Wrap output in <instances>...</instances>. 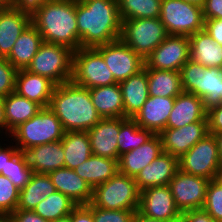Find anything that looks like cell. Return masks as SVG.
<instances>
[{
  "label": "cell",
  "mask_w": 222,
  "mask_h": 222,
  "mask_svg": "<svg viewBox=\"0 0 222 222\" xmlns=\"http://www.w3.org/2000/svg\"><path fill=\"white\" fill-rule=\"evenodd\" d=\"M81 48H95L120 39L122 20L117 0H76Z\"/></svg>",
  "instance_id": "cell-1"
},
{
  "label": "cell",
  "mask_w": 222,
  "mask_h": 222,
  "mask_svg": "<svg viewBox=\"0 0 222 222\" xmlns=\"http://www.w3.org/2000/svg\"><path fill=\"white\" fill-rule=\"evenodd\" d=\"M67 131H88L102 118L93 105L90 91L72 81L56 85L48 106Z\"/></svg>",
  "instance_id": "cell-2"
},
{
  "label": "cell",
  "mask_w": 222,
  "mask_h": 222,
  "mask_svg": "<svg viewBox=\"0 0 222 222\" xmlns=\"http://www.w3.org/2000/svg\"><path fill=\"white\" fill-rule=\"evenodd\" d=\"M31 23L43 42L60 44L77 51L81 48L76 22V0H51L41 5Z\"/></svg>",
  "instance_id": "cell-3"
},
{
  "label": "cell",
  "mask_w": 222,
  "mask_h": 222,
  "mask_svg": "<svg viewBox=\"0 0 222 222\" xmlns=\"http://www.w3.org/2000/svg\"><path fill=\"white\" fill-rule=\"evenodd\" d=\"M64 133L61 121L53 111L43 107L31 119L16 127L9 138H12L18 150L24 152L37 145L57 142L63 138Z\"/></svg>",
  "instance_id": "cell-4"
},
{
  "label": "cell",
  "mask_w": 222,
  "mask_h": 222,
  "mask_svg": "<svg viewBox=\"0 0 222 222\" xmlns=\"http://www.w3.org/2000/svg\"><path fill=\"white\" fill-rule=\"evenodd\" d=\"M183 92L195 94L208 109L220 104L222 93V68L205 67L190 59L180 70Z\"/></svg>",
  "instance_id": "cell-5"
},
{
  "label": "cell",
  "mask_w": 222,
  "mask_h": 222,
  "mask_svg": "<svg viewBox=\"0 0 222 222\" xmlns=\"http://www.w3.org/2000/svg\"><path fill=\"white\" fill-rule=\"evenodd\" d=\"M140 191L133 177L117 172L93 188L91 204L106 210H138Z\"/></svg>",
  "instance_id": "cell-6"
},
{
  "label": "cell",
  "mask_w": 222,
  "mask_h": 222,
  "mask_svg": "<svg viewBox=\"0 0 222 222\" xmlns=\"http://www.w3.org/2000/svg\"><path fill=\"white\" fill-rule=\"evenodd\" d=\"M73 50L60 45L43 42L26 70L44 76L56 85L71 81Z\"/></svg>",
  "instance_id": "cell-7"
},
{
  "label": "cell",
  "mask_w": 222,
  "mask_h": 222,
  "mask_svg": "<svg viewBox=\"0 0 222 222\" xmlns=\"http://www.w3.org/2000/svg\"><path fill=\"white\" fill-rule=\"evenodd\" d=\"M168 35L160 18H139L122 21L120 39L145 60Z\"/></svg>",
  "instance_id": "cell-8"
},
{
  "label": "cell",
  "mask_w": 222,
  "mask_h": 222,
  "mask_svg": "<svg viewBox=\"0 0 222 222\" xmlns=\"http://www.w3.org/2000/svg\"><path fill=\"white\" fill-rule=\"evenodd\" d=\"M71 81L88 89L118 83L95 48H79L73 52Z\"/></svg>",
  "instance_id": "cell-9"
},
{
  "label": "cell",
  "mask_w": 222,
  "mask_h": 222,
  "mask_svg": "<svg viewBox=\"0 0 222 222\" xmlns=\"http://www.w3.org/2000/svg\"><path fill=\"white\" fill-rule=\"evenodd\" d=\"M160 20L169 35L190 36L205 24L202 7L184 0H162Z\"/></svg>",
  "instance_id": "cell-10"
},
{
  "label": "cell",
  "mask_w": 222,
  "mask_h": 222,
  "mask_svg": "<svg viewBox=\"0 0 222 222\" xmlns=\"http://www.w3.org/2000/svg\"><path fill=\"white\" fill-rule=\"evenodd\" d=\"M178 165L185 173L214 180L221 167L215 136L209 133L198 141L178 159Z\"/></svg>",
  "instance_id": "cell-11"
},
{
  "label": "cell",
  "mask_w": 222,
  "mask_h": 222,
  "mask_svg": "<svg viewBox=\"0 0 222 222\" xmlns=\"http://www.w3.org/2000/svg\"><path fill=\"white\" fill-rule=\"evenodd\" d=\"M95 49L103 56L118 83L144 69V60L121 39L97 46Z\"/></svg>",
  "instance_id": "cell-12"
},
{
  "label": "cell",
  "mask_w": 222,
  "mask_h": 222,
  "mask_svg": "<svg viewBox=\"0 0 222 222\" xmlns=\"http://www.w3.org/2000/svg\"><path fill=\"white\" fill-rule=\"evenodd\" d=\"M190 40L185 35H168L144 60L145 68L180 71L189 60Z\"/></svg>",
  "instance_id": "cell-13"
},
{
  "label": "cell",
  "mask_w": 222,
  "mask_h": 222,
  "mask_svg": "<svg viewBox=\"0 0 222 222\" xmlns=\"http://www.w3.org/2000/svg\"><path fill=\"white\" fill-rule=\"evenodd\" d=\"M210 180L177 170L168 186L180 212L202 209Z\"/></svg>",
  "instance_id": "cell-14"
},
{
  "label": "cell",
  "mask_w": 222,
  "mask_h": 222,
  "mask_svg": "<svg viewBox=\"0 0 222 222\" xmlns=\"http://www.w3.org/2000/svg\"><path fill=\"white\" fill-rule=\"evenodd\" d=\"M138 211L147 217L171 222H180L182 214L168 185L140 191Z\"/></svg>",
  "instance_id": "cell-15"
},
{
  "label": "cell",
  "mask_w": 222,
  "mask_h": 222,
  "mask_svg": "<svg viewBox=\"0 0 222 222\" xmlns=\"http://www.w3.org/2000/svg\"><path fill=\"white\" fill-rule=\"evenodd\" d=\"M208 134V121H198L181 128L164 129L158 135L163 152L179 159Z\"/></svg>",
  "instance_id": "cell-16"
},
{
  "label": "cell",
  "mask_w": 222,
  "mask_h": 222,
  "mask_svg": "<svg viewBox=\"0 0 222 222\" xmlns=\"http://www.w3.org/2000/svg\"><path fill=\"white\" fill-rule=\"evenodd\" d=\"M87 133L90 138L93 155L119 160L120 118H102Z\"/></svg>",
  "instance_id": "cell-17"
},
{
  "label": "cell",
  "mask_w": 222,
  "mask_h": 222,
  "mask_svg": "<svg viewBox=\"0 0 222 222\" xmlns=\"http://www.w3.org/2000/svg\"><path fill=\"white\" fill-rule=\"evenodd\" d=\"M198 121H207L204 101L195 94L182 92L175 97L165 129L181 128Z\"/></svg>",
  "instance_id": "cell-18"
},
{
  "label": "cell",
  "mask_w": 222,
  "mask_h": 222,
  "mask_svg": "<svg viewBox=\"0 0 222 222\" xmlns=\"http://www.w3.org/2000/svg\"><path fill=\"white\" fill-rule=\"evenodd\" d=\"M179 169L178 158L163 152L134 178L139 191L149 187L165 186Z\"/></svg>",
  "instance_id": "cell-19"
},
{
  "label": "cell",
  "mask_w": 222,
  "mask_h": 222,
  "mask_svg": "<svg viewBox=\"0 0 222 222\" xmlns=\"http://www.w3.org/2000/svg\"><path fill=\"white\" fill-rule=\"evenodd\" d=\"M31 23V16L8 4L0 8V57L7 58L11 49L25 28Z\"/></svg>",
  "instance_id": "cell-20"
},
{
  "label": "cell",
  "mask_w": 222,
  "mask_h": 222,
  "mask_svg": "<svg viewBox=\"0 0 222 222\" xmlns=\"http://www.w3.org/2000/svg\"><path fill=\"white\" fill-rule=\"evenodd\" d=\"M163 153L160 136L154 134L146 143L123 153L118 160V172L135 178L138 173Z\"/></svg>",
  "instance_id": "cell-21"
},
{
  "label": "cell",
  "mask_w": 222,
  "mask_h": 222,
  "mask_svg": "<svg viewBox=\"0 0 222 222\" xmlns=\"http://www.w3.org/2000/svg\"><path fill=\"white\" fill-rule=\"evenodd\" d=\"M174 103L175 97L149 96L133 119L141 128L159 134L166 128Z\"/></svg>",
  "instance_id": "cell-22"
},
{
  "label": "cell",
  "mask_w": 222,
  "mask_h": 222,
  "mask_svg": "<svg viewBox=\"0 0 222 222\" xmlns=\"http://www.w3.org/2000/svg\"><path fill=\"white\" fill-rule=\"evenodd\" d=\"M56 84L49 78L20 69L16 74L15 92L48 107Z\"/></svg>",
  "instance_id": "cell-23"
},
{
  "label": "cell",
  "mask_w": 222,
  "mask_h": 222,
  "mask_svg": "<svg viewBox=\"0 0 222 222\" xmlns=\"http://www.w3.org/2000/svg\"><path fill=\"white\" fill-rule=\"evenodd\" d=\"M24 154L34 173L49 174L65 167V154L61 140L28 148Z\"/></svg>",
  "instance_id": "cell-24"
},
{
  "label": "cell",
  "mask_w": 222,
  "mask_h": 222,
  "mask_svg": "<svg viewBox=\"0 0 222 222\" xmlns=\"http://www.w3.org/2000/svg\"><path fill=\"white\" fill-rule=\"evenodd\" d=\"M56 191L68 196L77 205L91 202L93 189L74 170L63 167L48 174Z\"/></svg>",
  "instance_id": "cell-25"
},
{
  "label": "cell",
  "mask_w": 222,
  "mask_h": 222,
  "mask_svg": "<svg viewBox=\"0 0 222 222\" xmlns=\"http://www.w3.org/2000/svg\"><path fill=\"white\" fill-rule=\"evenodd\" d=\"M125 111V118H133L149 97L147 68L119 82Z\"/></svg>",
  "instance_id": "cell-26"
},
{
  "label": "cell",
  "mask_w": 222,
  "mask_h": 222,
  "mask_svg": "<svg viewBox=\"0 0 222 222\" xmlns=\"http://www.w3.org/2000/svg\"><path fill=\"white\" fill-rule=\"evenodd\" d=\"M90 96L101 118H125L119 83L90 88Z\"/></svg>",
  "instance_id": "cell-27"
},
{
  "label": "cell",
  "mask_w": 222,
  "mask_h": 222,
  "mask_svg": "<svg viewBox=\"0 0 222 222\" xmlns=\"http://www.w3.org/2000/svg\"><path fill=\"white\" fill-rule=\"evenodd\" d=\"M189 59L205 67L222 68V46L203 29L189 36Z\"/></svg>",
  "instance_id": "cell-28"
},
{
  "label": "cell",
  "mask_w": 222,
  "mask_h": 222,
  "mask_svg": "<svg viewBox=\"0 0 222 222\" xmlns=\"http://www.w3.org/2000/svg\"><path fill=\"white\" fill-rule=\"evenodd\" d=\"M43 43L42 35L30 23L14 43L6 58L17 70L26 69Z\"/></svg>",
  "instance_id": "cell-29"
},
{
  "label": "cell",
  "mask_w": 222,
  "mask_h": 222,
  "mask_svg": "<svg viewBox=\"0 0 222 222\" xmlns=\"http://www.w3.org/2000/svg\"><path fill=\"white\" fill-rule=\"evenodd\" d=\"M2 100L8 137L16 127L31 119L43 108L40 104L24 98L15 91L2 98Z\"/></svg>",
  "instance_id": "cell-30"
},
{
  "label": "cell",
  "mask_w": 222,
  "mask_h": 222,
  "mask_svg": "<svg viewBox=\"0 0 222 222\" xmlns=\"http://www.w3.org/2000/svg\"><path fill=\"white\" fill-rule=\"evenodd\" d=\"M74 171L93 189L108 181L118 172V160L92 154L88 160L80 164Z\"/></svg>",
  "instance_id": "cell-31"
},
{
  "label": "cell",
  "mask_w": 222,
  "mask_h": 222,
  "mask_svg": "<svg viewBox=\"0 0 222 222\" xmlns=\"http://www.w3.org/2000/svg\"><path fill=\"white\" fill-rule=\"evenodd\" d=\"M65 167L75 170L92 155L90 138L87 131H67L61 139Z\"/></svg>",
  "instance_id": "cell-32"
},
{
  "label": "cell",
  "mask_w": 222,
  "mask_h": 222,
  "mask_svg": "<svg viewBox=\"0 0 222 222\" xmlns=\"http://www.w3.org/2000/svg\"><path fill=\"white\" fill-rule=\"evenodd\" d=\"M56 192L48 174L33 173L28 184L20 190L17 210H34L46 197Z\"/></svg>",
  "instance_id": "cell-33"
},
{
  "label": "cell",
  "mask_w": 222,
  "mask_h": 222,
  "mask_svg": "<svg viewBox=\"0 0 222 222\" xmlns=\"http://www.w3.org/2000/svg\"><path fill=\"white\" fill-rule=\"evenodd\" d=\"M149 96L177 97L183 92L180 71L147 68Z\"/></svg>",
  "instance_id": "cell-34"
},
{
  "label": "cell",
  "mask_w": 222,
  "mask_h": 222,
  "mask_svg": "<svg viewBox=\"0 0 222 222\" xmlns=\"http://www.w3.org/2000/svg\"><path fill=\"white\" fill-rule=\"evenodd\" d=\"M154 133L141 128L133 118H120V133L118 136V154L136 149L146 143Z\"/></svg>",
  "instance_id": "cell-35"
},
{
  "label": "cell",
  "mask_w": 222,
  "mask_h": 222,
  "mask_svg": "<svg viewBox=\"0 0 222 222\" xmlns=\"http://www.w3.org/2000/svg\"><path fill=\"white\" fill-rule=\"evenodd\" d=\"M77 206L68 196L56 191L44 198L33 211L51 222L71 214Z\"/></svg>",
  "instance_id": "cell-36"
},
{
  "label": "cell",
  "mask_w": 222,
  "mask_h": 222,
  "mask_svg": "<svg viewBox=\"0 0 222 222\" xmlns=\"http://www.w3.org/2000/svg\"><path fill=\"white\" fill-rule=\"evenodd\" d=\"M162 0H117L121 20L160 18Z\"/></svg>",
  "instance_id": "cell-37"
},
{
  "label": "cell",
  "mask_w": 222,
  "mask_h": 222,
  "mask_svg": "<svg viewBox=\"0 0 222 222\" xmlns=\"http://www.w3.org/2000/svg\"><path fill=\"white\" fill-rule=\"evenodd\" d=\"M33 173V170L28 165L24 152L20 150L6 161L5 177H7L19 191L28 184Z\"/></svg>",
  "instance_id": "cell-38"
},
{
  "label": "cell",
  "mask_w": 222,
  "mask_h": 222,
  "mask_svg": "<svg viewBox=\"0 0 222 222\" xmlns=\"http://www.w3.org/2000/svg\"><path fill=\"white\" fill-rule=\"evenodd\" d=\"M203 209L216 221L222 222V184L210 180L206 189V200Z\"/></svg>",
  "instance_id": "cell-39"
},
{
  "label": "cell",
  "mask_w": 222,
  "mask_h": 222,
  "mask_svg": "<svg viewBox=\"0 0 222 222\" xmlns=\"http://www.w3.org/2000/svg\"><path fill=\"white\" fill-rule=\"evenodd\" d=\"M20 191L7 177L0 175V212L13 213L19 203Z\"/></svg>",
  "instance_id": "cell-40"
},
{
  "label": "cell",
  "mask_w": 222,
  "mask_h": 222,
  "mask_svg": "<svg viewBox=\"0 0 222 222\" xmlns=\"http://www.w3.org/2000/svg\"><path fill=\"white\" fill-rule=\"evenodd\" d=\"M93 213L95 222H131L136 210H106L95 207L91 203L86 205Z\"/></svg>",
  "instance_id": "cell-41"
},
{
  "label": "cell",
  "mask_w": 222,
  "mask_h": 222,
  "mask_svg": "<svg viewBox=\"0 0 222 222\" xmlns=\"http://www.w3.org/2000/svg\"><path fill=\"white\" fill-rule=\"evenodd\" d=\"M17 71L6 58L0 57V98L15 91Z\"/></svg>",
  "instance_id": "cell-42"
},
{
  "label": "cell",
  "mask_w": 222,
  "mask_h": 222,
  "mask_svg": "<svg viewBox=\"0 0 222 222\" xmlns=\"http://www.w3.org/2000/svg\"><path fill=\"white\" fill-rule=\"evenodd\" d=\"M207 121L210 134L222 132V104L207 109Z\"/></svg>",
  "instance_id": "cell-43"
},
{
  "label": "cell",
  "mask_w": 222,
  "mask_h": 222,
  "mask_svg": "<svg viewBox=\"0 0 222 222\" xmlns=\"http://www.w3.org/2000/svg\"><path fill=\"white\" fill-rule=\"evenodd\" d=\"M51 0H10L9 4L16 7L22 13L31 17L39 10L41 5Z\"/></svg>",
  "instance_id": "cell-44"
},
{
  "label": "cell",
  "mask_w": 222,
  "mask_h": 222,
  "mask_svg": "<svg viewBox=\"0 0 222 222\" xmlns=\"http://www.w3.org/2000/svg\"><path fill=\"white\" fill-rule=\"evenodd\" d=\"M180 222H216L203 208L184 211Z\"/></svg>",
  "instance_id": "cell-45"
},
{
  "label": "cell",
  "mask_w": 222,
  "mask_h": 222,
  "mask_svg": "<svg viewBox=\"0 0 222 222\" xmlns=\"http://www.w3.org/2000/svg\"><path fill=\"white\" fill-rule=\"evenodd\" d=\"M202 9L204 19H222V0H206Z\"/></svg>",
  "instance_id": "cell-46"
},
{
  "label": "cell",
  "mask_w": 222,
  "mask_h": 222,
  "mask_svg": "<svg viewBox=\"0 0 222 222\" xmlns=\"http://www.w3.org/2000/svg\"><path fill=\"white\" fill-rule=\"evenodd\" d=\"M204 29L217 44L222 46V19H205Z\"/></svg>",
  "instance_id": "cell-47"
},
{
  "label": "cell",
  "mask_w": 222,
  "mask_h": 222,
  "mask_svg": "<svg viewBox=\"0 0 222 222\" xmlns=\"http://www.w3.org/2000/svg\"><path fill=\"white\" fill-rule=\"evenodd\" d=\"M13 222H50L32 210H15L11 213Z\"/></svg>",
  "instance_id": "cell-48"
},
{
  "label": "cell",
  "mask_w": 222,
  "mask_h": 222,
  "mask_svg": "<svg viewBox=\"0 0 222 222\" xmlns=\"http://www.w3.org/2000/svg\"><path fill=\"white\" fill-rule=\"evenodd\" d=\"M73 222H95L92 211L86 205H78L73 210Z\"/></svg>",
  "instance_id": "cell-49"
},
{
  "label": "cell",
  "mask_w": 222,
  "mask_h": 222,
  "mask_svg": "<svg viewBox=\"0 0 222 222\" xmlns=\"http://www.w3.org/2000/svg\"><path fill=\"white\" fill-rule=\"evenodd\" d=\"M7 147V148H6ZM5 148L0 144V175L5 176L6 161H8L17 151L18 148L13 144Z\"/></svg>",
  "instance_id": "cell-50"
},
{
  "label": "cell",
  "mask_w": 222,
  "mask_h": 222,
  "mask_svg": "<svg viewBox=\"0 0 222 222\" xmlns=\"http://www.w3.org/2000/svg\"><path fill=\"white\" fill-rule=\"evenodd\" d=\"M131 222H171V221L150 218L141 214L138 210H136L132 217Z\"/></svg>",
  "instance_id": "cell-51"
},
{
  "label": "cell",
  "mask_w": 222,
  "mask_h": 222,
  "mask_svg": "<svg viewBox=\"0 0 222 222\" xmlns=\"http://www.w3.org/2000/svg\"><path fill=\"white\" fill-rule=\"evenodd\" d=\"M4 130H5V134L7 135L8 134V127H7L6 119H5L3 100H2V98H0V134L3 133Z\"/></svg>",
  "instance_id": "cell-52"
},
{
  "label": "cell",
  "mask_w": 222,
  "mask_h": 222,
  "mask_svg": "<svg viewBox=\"0 0 222 222\" xmlns=\"http://www.w3.org/2000/svg\"><path fill=\"white\" fill-rule=\"evenodd\" d=\"M217 145H218V155L220 159V165L222 166V132H218L214 134Z\"/></svg>",
  "instance_id": "cell-53"
},
{
  "label": "cell",
  "mask_w": 222,
  "mask_h": 222,
  "mask_svg": "<svg viewBox=\"0 0 222 222\" xmlns=\"http://www.w3.org/2000/svg\"><path fill=\"white\" fill-rule=\"evenodd\" d=\"M0 222H13L11 214L0 212Z\"/></svg>",
  "instance_id": "cell-54"
},
{
  "label": "cell",
  "mask_w": 222,
  "mask_h": 222,
  "mask_svg": "<svg viewBox=\"0 0 222 222\" xmlns=\"http://www.w3.org/2000/svg\"><path fill=\"white\" fill-rule=\"evenodd\" d=\"M51 222H73V211L71 212V214L61 217V218L51 221Z\"/></svg>",
  "instance_id": "cell-55"
},
{
  "label": "cell",
  "mask_w": 222,
  "mask_h": 222,
  "mask_svg": "<svg viewBox=\"0 0 222 222\" xmlns=\"http://www.w3.org/2000/svg\"><path fill=\"white\" fill-rule=\"evenodd\" d=\"M186 2L198 5V6H203L206 0H184Z\"/></svg>",
  "instance_id": "cell-56"
},
{
  "label": "cell",
  "mask_w": 222,
  "mask_h": 222,
  "mask_svg": "<svg viewBox=\"0 0 222 222\" xmlns=\"http://www.w3.org/2000/svg\"><path fill=\"white\" fill-rule=\"evenodd\" d=\"M215 180L218 181L220 184H222V166L217 171Z\"/></svg>",
  "instance_id": "cell-57"
},
{
  "label": "cell",
  "mask_w": 222,
  "mask_h": 222,
  "mask_svg": "<svg viewBox=\"0 0 222 222\" xmlns=\"http://www.w3.org/2000/svg\"><path fill=\"white\" fill-rule=\"evenodd\" d=\"M9 4V0H0V8Z\"/></svg>",
  "instance_id": "cell-58"
},
{
  "label": "cell",
  "mask_w": 222,
  "mask_h": 222,
  "mask_svg": "<svg viewBox=\"0 0 222 222\" xmlns=\"http://www.w3.org/2000/svg\"><path fill=\"white\" fill-rule=\"evenodd\" d=\"M220 104H222V93H221V96H220Z\"/></svg>",
  "instance_id": "cell-59"
}]
</instances>
